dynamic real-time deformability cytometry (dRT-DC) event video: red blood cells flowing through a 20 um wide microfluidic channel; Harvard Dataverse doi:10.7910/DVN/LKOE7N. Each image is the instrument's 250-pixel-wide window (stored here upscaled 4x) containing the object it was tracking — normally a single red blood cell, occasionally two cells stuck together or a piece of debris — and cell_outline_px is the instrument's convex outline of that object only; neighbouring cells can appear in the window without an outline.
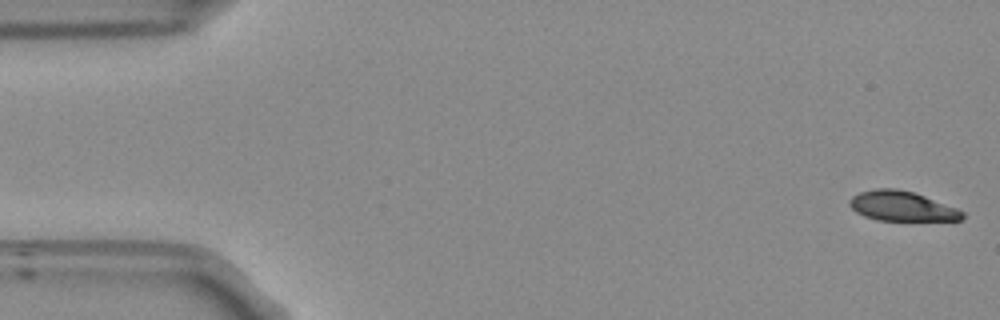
{"species": "Egyptian fruit bat (a non-hibernating species)", "species_latin": "Rousettus aegyptiacus", "temperature_condition": "room temperature", "stored_images_in_passage": 53, "camera_frame_rate_fps": 3000, "um_per_image_px": 0.085, "frame": {"image": 1, "passage_image": 1, "time_ms": 0.0, "image_size_px": [1000, 320], "cell_outline_px": [[964, 216], [960, 220], [876, 220], [864, 216], [856, 212], [848, 204], [848, 200], [852, 196], [860, 192], [876, 188], [896, 188], [912, 192], [924, 196], [956, 208], [964, 212]], "centroid_in_image_um": [76.6, 17.52], "position_along_channel_um": 8.4, "area_um2": 19.42}}
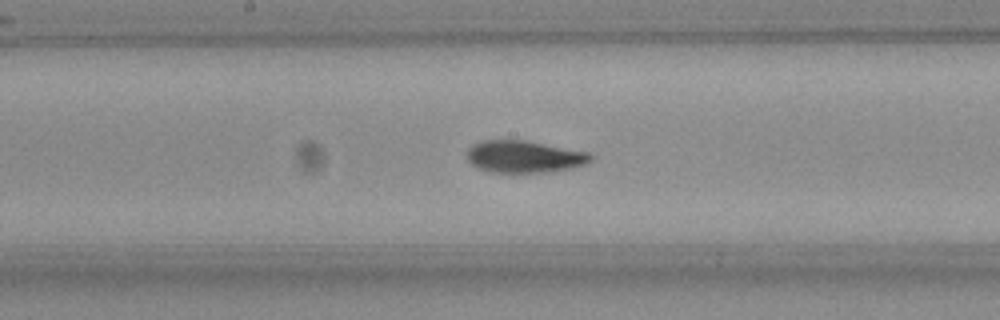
{"frame": {"image": 2, "passage_image": 27, "time_ms": 8.667, "image_size_px": [1000, 320], "cell_outline_px": [[592, 160], [584, 164], [572, 168], [548, 172], [488, 172], [472, 164], [468, 160], [468, 148], [472, 144], [484, 140], [524, 140], [588, 152], [592, 156]], "centroid_in_image_um": [44.55, 13.31], "position_along_channel_um": 203.7, "area_um2": 22.95}}
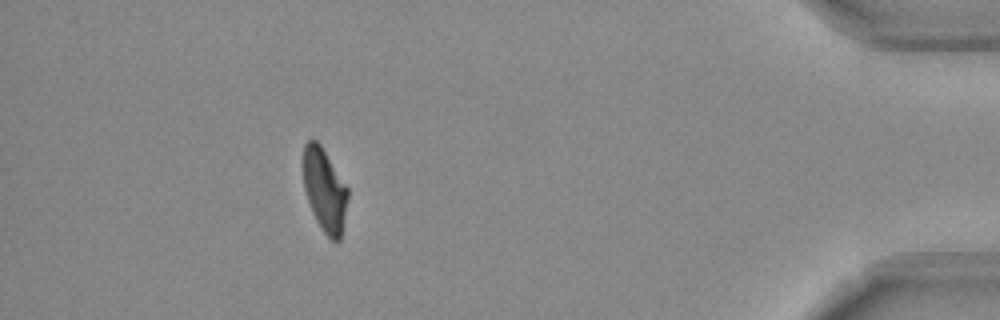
{"frame": {"image": 3, "passage_image": 48, "time_ms": 15.667, "image_size_px": [1000, 320], "cell_outline_px": [[348, 196], [340, 240], [332, 240], [324, 232], [316, 220], [308, 200], [304, 188], [304, 144], [308, 140], [316, 140], [320, 144], [348, 188]], "centroid_in_image_um": [27.59, 16.14], "position_along_channel_um": 407.6, "area_um2": 21.04}, "authors_computed_cell_mechanics": {"area_um2": 22.4264, "velocity_mm_per_s": 3.7524, "shape_relaxation_time_tau1_ms": 4.0888, "shape_relaxation_time_tau2_ms": 2.0802, "deformation_change_tau1": 0.1568, "deformation_change_tau2": 0.0607}}